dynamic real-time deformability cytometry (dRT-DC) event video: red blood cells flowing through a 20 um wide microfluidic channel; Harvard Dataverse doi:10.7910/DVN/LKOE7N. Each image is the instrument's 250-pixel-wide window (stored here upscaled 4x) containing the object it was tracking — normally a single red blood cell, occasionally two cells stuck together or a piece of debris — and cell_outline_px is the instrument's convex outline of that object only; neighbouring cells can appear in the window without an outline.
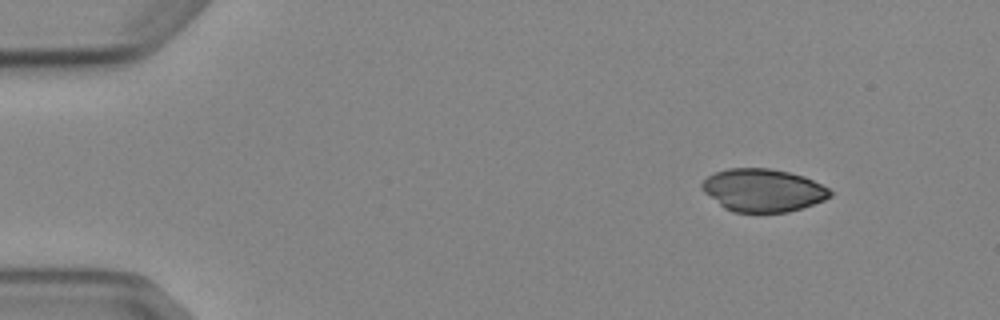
{"species": "Egyptian fruit bat (a non-hibernating species)", "species_latin": "Rousettus aegyptiacus", "temperature_condition": "cold", "stored_images_in_passage": 3, "camera_frame_rate_fps": 3000, "um_per_image_px": 0.085, "animal": {"sex": "female"}, "frame": {"image": 1, "passage_image": 1, "time_ms": 0.0, "image_size_px": [1000, 320], "cell_outline_px": [[832, 196], [824, 200], [788, 212], [732, 212], [724, 208], [704, 192], [700, 188], [700, 184], [708, 176], [716, 172], [728, 168], [768, 168], [788, 172], [804, 176], [828, 188], [832, 192]], "centroid_in_image_um": [64.83, 16.17], "position_along_channel_um": 20.2, "area_um2": 31.85}}